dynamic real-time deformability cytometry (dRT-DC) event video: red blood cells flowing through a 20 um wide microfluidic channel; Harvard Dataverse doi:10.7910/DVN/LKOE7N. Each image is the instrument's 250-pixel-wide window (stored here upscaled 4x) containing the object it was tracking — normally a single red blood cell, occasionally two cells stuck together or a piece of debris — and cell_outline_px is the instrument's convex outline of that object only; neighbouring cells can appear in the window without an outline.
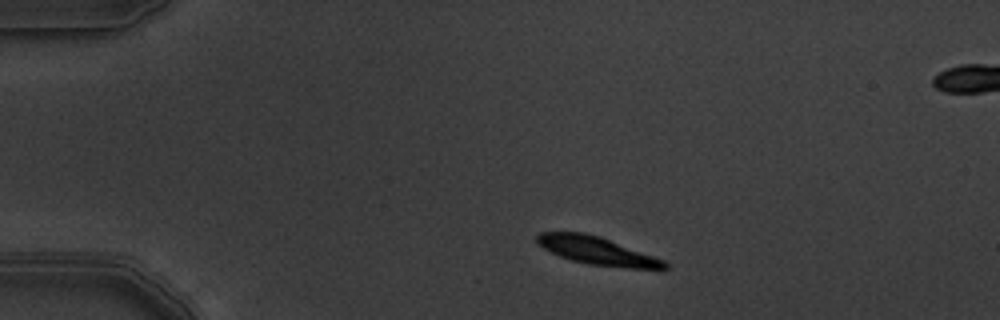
{"species": "common noctule bat (a hibernating species)", "species_latin": "Nyctalus noctula", "temperature_condition": "warm", "stored_images_in_passage": 4, "camera_frame_rate_fps": 3000, "um_per_image_px": 0.085, "animal": {"sex": "male", "body_mass_g": 19.5, "forearm_length_mm": 54.6}, "frame": {"image": 1, "passage_image": 1, "time_ms": 0.0, "image_size_px": [1000, 320], "cell_outline_px": [[668, 268], [632, 268], [588, 264], [572, 260], [560, 256], [536, 244], [536, 236], [540, 232], [584, 232], [600, 236], [664, 260], [668, 264]], "centroid_in_image_um": [50.71, 21.3], "position_along_channel_um": 34.3, "area_um2": 20.46}}